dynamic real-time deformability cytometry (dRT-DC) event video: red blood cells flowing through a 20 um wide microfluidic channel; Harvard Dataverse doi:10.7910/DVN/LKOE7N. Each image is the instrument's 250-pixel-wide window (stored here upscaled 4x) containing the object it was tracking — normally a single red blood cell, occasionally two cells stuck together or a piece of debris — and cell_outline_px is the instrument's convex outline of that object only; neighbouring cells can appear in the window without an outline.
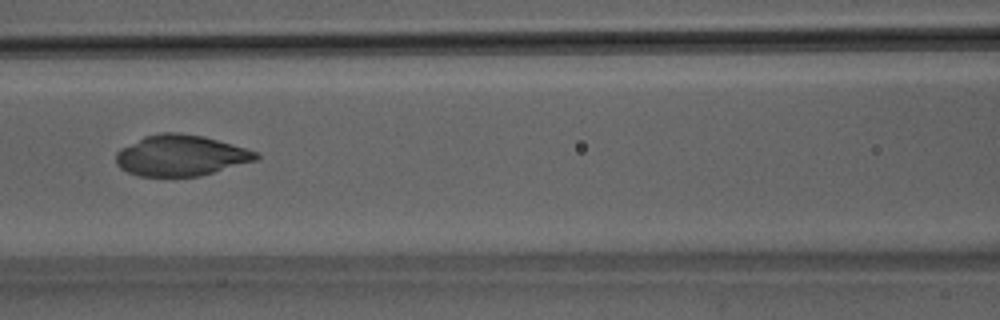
{"species": "Egyptian fruit bat (a non-hibernating species)", "species_latin": "Rousettus aegyptiacus", "temperature_condition": "room temperature", "stored_images_in_passage": 46, "camera_frame_rate_fps": 3000, "um_per_image_px": 0.085, "animal": {"sex": "male"}, "frame": {"image": 1, "passage_image": 19, "time_ms": 6.0, "image_size_px": [1000, 320], "cell_outline_px": [[260, 156], [256, 160], [200, 176], [136, 176], [120, 168], [116, 164], [116, 152], [120, 148], [144, 136], [160, 132], [176, 132], [204, 136], [232, 144], [256, 152]], "centroid_in_image_um": [15.32, 13.21], "position_along_channel_um": 151.3, "area_um2": 33.35}}
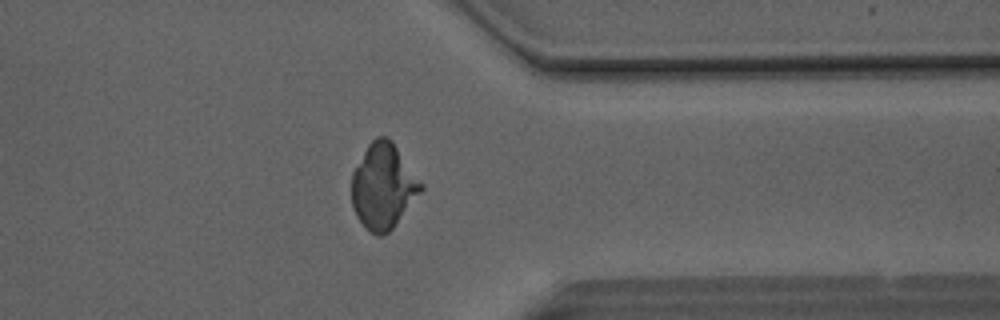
{"frame": {"image": 2, "passage_image": 36, "time_ms": 11.667, "image_size_px": [1000, 320], "cell_outline_px": [[424, 188], [392, 228], [388, 232], [380, 236], [376, 236], [356, 216], [352, 208], [352, 172], [368, 144], [376, 136], [388, 136], [392, 140], [424, 184]], "centroid_in_image_um": [32.58, 15.79], "position_along_channel_um": 378.8, "area_um2": 34.28}}
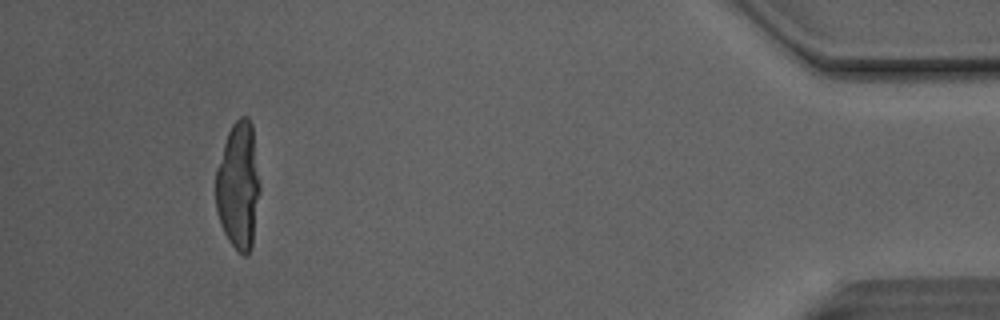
{"frame": {"image": 3, "passage_image": 43, "time_ms": 14.0, "image_size_px": [1000, 320], "cell_outline_px": [[260, 192], [252, 248], [248, 256], [244, 256], [228, 240], [224, 232], [216, 212], [216, 168], [228, 132], [232, 124], [240, 116], [248, 116], [252, 124], [260, 184]], "centroid_in_image_um": [20.27, 15.8], "position_along_channel_um": 414.9, "area_um2": 33.0}}